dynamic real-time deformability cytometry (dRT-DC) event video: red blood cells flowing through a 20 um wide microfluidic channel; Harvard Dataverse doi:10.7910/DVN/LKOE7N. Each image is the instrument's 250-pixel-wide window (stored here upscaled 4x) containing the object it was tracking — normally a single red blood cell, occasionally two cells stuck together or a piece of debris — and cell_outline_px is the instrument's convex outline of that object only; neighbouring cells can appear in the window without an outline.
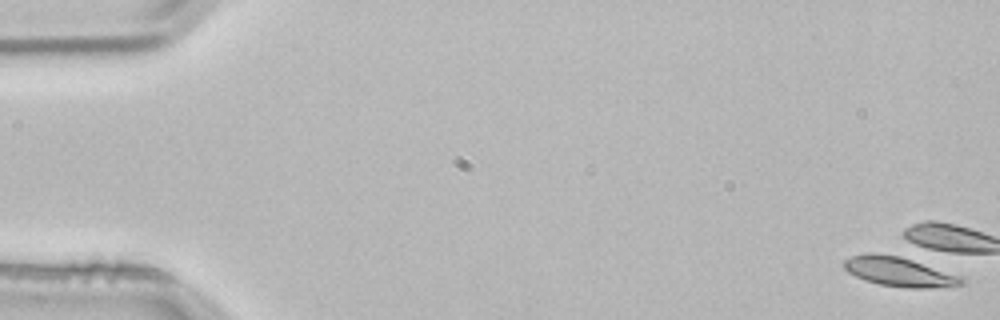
{"species": "common noctule bat (a hibernating species)", "species_latin": "Nyctalus noctula", "temperature_condition": "room temperature", "stored_images_in_passage": 5, "camera_frame_rate_fps": 3000, "um_per_image_px": 0.085, "animal": {"sex": "male", "body_mass_g": 21.5, "forearm_length_mm": 52.0}, "frame": {"image": 1, "passage_image": 1, "time_ms": 0.0, "image_size_px": [1000, 320], "cell_outline_px": [[964, 284], [928, 288], [904, 288], [880, 284], [864, 280], [848, 272], [844, 268], [844, 260], [852, 256], [868, 252], [872, 252], [912, 256], [956, 276], [964, 280]], "centroid_in_image_um": [76.4, 23.05], "position_along_channel_um": 8.6, "area_um2": 20.63}}